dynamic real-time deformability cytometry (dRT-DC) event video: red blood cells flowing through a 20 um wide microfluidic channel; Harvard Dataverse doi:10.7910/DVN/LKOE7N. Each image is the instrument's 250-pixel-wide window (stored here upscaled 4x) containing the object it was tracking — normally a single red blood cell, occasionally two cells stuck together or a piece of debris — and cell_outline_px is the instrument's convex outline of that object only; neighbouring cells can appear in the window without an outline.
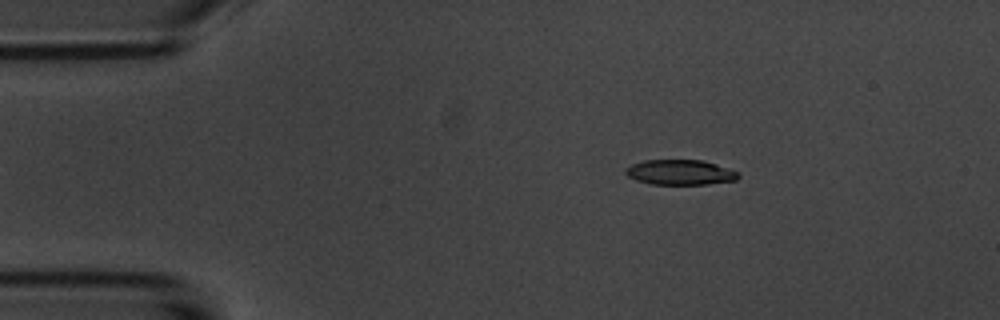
{"species": "common noctule bat (a hibernating species)", "species_latin": "Nyctalus noctula", "temperature_condition": "room temperature", "stored_images_in_passage": 4, "camera_frame_rate_fps": 3000, "um_per_image_px": 0.085, "animal": {"sex": "male", "body_mass_g": 20.1, "forearm_length_mm": 53.5}, "frame": {"image": 1, "passage_image": 2, "time_ms": 1.0, "image_size_px": [1000, 320], "cell_outline_px": [[740, 176], [736, 180], [708, 184], [652, 184], [636, 180], [628, 176], [624, 172], [624, 168], [632, 164], [644, 160], [704, 160], [740, 172]], "centroid_in_image_um": [57.82, 14.64], "position_along_channel_um": 27.2, "area_um2": 16.59}}
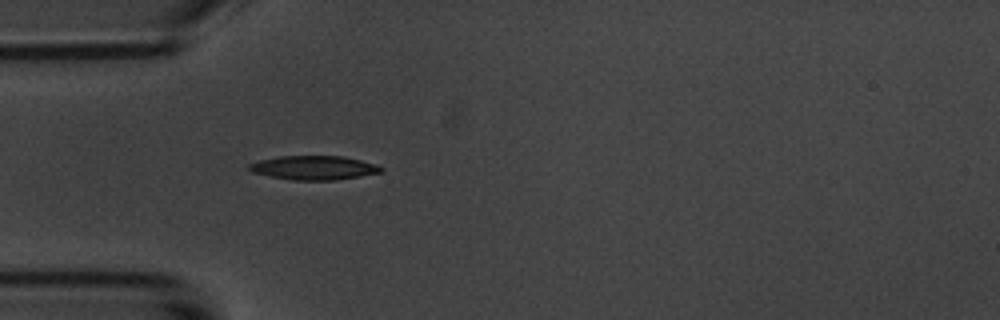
{"frame": {"image": 2, "passage_image": 4, "time_ms": 3.333, "image_size_px": [1000, 320], "cell_outline_px": [[384, 172], [336, 180], [292, 180], [252, 172], [248, 168], [248, 164], [260, 160], [280, 156], [344, 156], [376, 164], [384, 168]], "centroid_in_image_um": [26.72, 14.26], "position_along_channel_um": 58.3, "area_um2": 18.44}}